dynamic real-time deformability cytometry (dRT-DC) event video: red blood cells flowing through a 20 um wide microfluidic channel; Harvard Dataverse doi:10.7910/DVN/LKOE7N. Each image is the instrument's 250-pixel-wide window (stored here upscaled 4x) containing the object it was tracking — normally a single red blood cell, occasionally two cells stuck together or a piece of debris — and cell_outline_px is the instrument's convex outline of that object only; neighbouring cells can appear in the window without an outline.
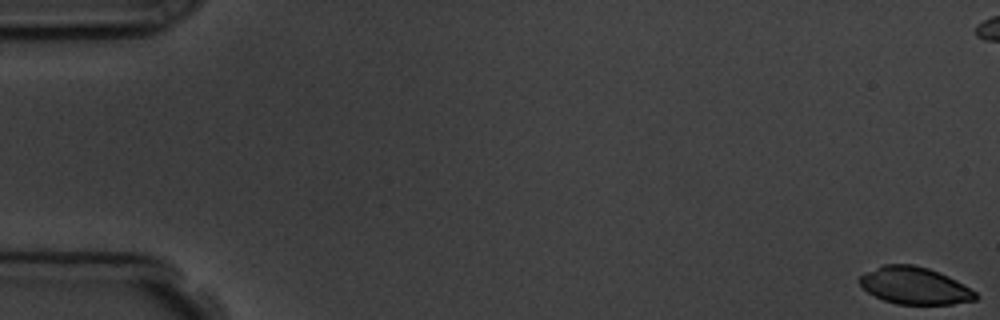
{"species": "common noctule bat (a hibernating species)", "species_latin": "Nyctalus noctula", "temperature_condition": "room temperature", "stored_images_in_passage": 17, "camera_frame_rate_fps": 3000, "um_per_image_px": 0.085, "animal": {"sex": "male", "body_mass_g": 19.5, "forearm_length_mm": 54.6}, "frame": {"image": 1, "passage_image": 1, "time_ms": 0.0, "image_size_px": [1000, 320], "cell_outline_px": [[980, 296], [976, 300], [952, 304], [896, 304], [884, 300], [868, 292], [856, 280], [860, 276], [884, 264], [912, 264], [928, 268], [940, 272], [956, 280], [976, 292]], "centroid_in_image_um": [77.77, 24.28], "position_along_channel_um": 7.2, "area_um2": 25.03}}